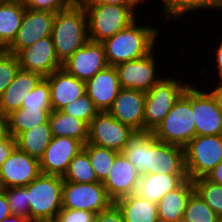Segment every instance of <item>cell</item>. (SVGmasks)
Segmentation results:
<instances>
[{
	"label": "cell",
	"instance_id": "cell-26",
	"mask_svg": "<svg viewBox=\"0 0 222 222\" xmlns=\"http://www.w3.org/2000/svg\"><path fill=\"white\" fill-rule=\"evenodd\" d=\"M48 122L52 137H70L79 140L83 145L88 141V125L71 115L52 110Z\"/></svg>",
	"mask_w": 222,
	"mask_h": 222
},
{
	"label": "cell",
	"instance_id": "cell-3",
	"mask_svg": "<svg viewBox=\"0 0 222 222\" xmlns=\"http://www.w3.org/2000/svg\"><path fill=\"white\" fill-rule=\"evenodd\" d=\"M152 134L161 142L183 148L196 136L190 84Z\"/></svg>",
	"mask_w": 222,
	"mask_h": 222
},
{
	"label": "cell",
	"instance_id": "cell-23",
	"mask_svg": "<svg viewBox=\"0 0 222 222\" xmlns=\"http://www.w3.org/2000/svg\"><path fill=\"white\" fill-rule=\"evenodd\" d=\"M193 192V182L188 178L166 193L157 203L160 222H182L188 199Z\"/></svg>",
	"mask_w": 222,
	"mask_h": 222
},
{
	"label": "cell",
	"instance_id": "cell-27",
	"mask_svg": "<svg viewBox=\"0 0 222 222\" xmlns=\"http://www.w3.org/2000/svg\"><path fill=\"white\" fill-rule=\"evenodd\" d=\"M25 9L17 1L0 2V50H5L16 38Z\"/></svg>",
	"mask_w": 222,
	"mask_h": 222
},
{
	"label": "cell",
	"instance_id": "cell-9",
	"mask_svg": "<svg viewBox=\"0 0 222 222\" xmlns=\"http://www.w3.org/2000/svg\"><path fill=\"white\" fill-rule=\"evenodd\" d=\"M133 131L115 119L108 111H100L89 124L86 144L122 152Z\"/></svg>",
	"mask_w": 222,
	"mask_h": 222
},
{
	"label": "cell",
	"instance_id": "cell-35",
	"mask_svg": "<svg viewBox=\"0 0 222 222\" xmlns=\"http://www.w3.org/2000/svg\"><path fill=\"white\" fill-rule=\"evenodd\" d=\"M220 220L194 191L188 199L182 222H220Z\"/></svg>",
	"mask_w": 222,
	"mask_h": 222
},
{
	"label": "cell",
	"instance_id": "cell-38",
	"mask_svg": "<svg viewBox=\"0 0 222 222\" xmlns=\"http://www.w3.org/2000/svg\"><path fill=\"white\" fill-rule=\"evenodd\" d=\"M21 108L52 109L50 87L45 78L33 89V91L27 94V97L22 102Z\"/></svg>",
	"mask_w": 222,
	"mask_h": 222
},
{
	"label": "cell",
	"instance_id": "cell-24",
	"mask_svg": "<svg viewBox=\"0 0 222 222\" xmlns=\"http://www.w3.org/2000/svg\"><path fill=\"white\" fill-rule=\"evenodd\" d=\"M186 179L187 174L141 175L136 194L157 204L166 193L177 188Z\"/></svg>",
	"mask_w": 222,
	"mask_h": 222
},
{
	"label": "cell",
	"instance_id": "cell-13",
	"mask_svg": "<svg viewBox=\"0 0 222 222\" xmlns=\"http://www.w3.org/2000/svg\"><path fill=\"white\" fill-rule=\"evenodd\" d=\"M40 174L39 159L15 147L0 167V189L27 186Z\"/></svg>",
	"mask_w": 222,
	"mask_h": 222
},
{
	"label": "cell",
	"instance_id": "cell-21",
	"mask_svg": "<svg viewBox=\"0 0 222 222\" xmlns=\"http://www.w3.org/2000/svg\"><path fill=\"white\" fill-rule=\"evenodd\" d=\"M50 87L52 110L60 111L64 106L85 94V82L60 68L45 77Z\"/></svg>",
	"mask_w": 222,
	"mask_h": 222
},
{
	"label": "cell",
	"instance_id": "cell-17",
	"mask_svg": "<svg viewBox=\"0 0 222 222\" xmlns=\"http://www.w3.org/2000/svg\"><path fill=\"white\" fill-rule=\"evenodd\" d=\"M21 70L37 72L44 77L62 68L52 37H44L31 47L21 50L17 55Z\"/></svg>",
	"mask_w": 222,
	"mask_h": 222
},
{
	"label": "cell",
	"instance_id": "cell-16",
	"mask_svg": "<svg viewBox=\"0 0 222 222\" xmlns=\"http://www.w3.org/2000/svg\"><path fill=\"white\" fill-rule=\"evenodd\" d=\"M83 149V144L70 137H52L39 159L43 174L64 176L71 160Z\"/></svg>",
	"mask_w": 222,
	"mask_h": 222
},
{
	"label": "cell",
	"instance_id": "cell-43",
	"mask_svg": "<svg viewBox=\"0 0 222 222\" xmlns=\"http://www.w3.org/2000/svg\"><path fill=\"white\" fill-rule=\"evenodd\" d=\"M94 222H125L118 207L112 203L107 209L95 215Z\"/></svg>",
	"mask_w": 222,
	"mask_h": 222
},
{
	"label": "cell",
	"instance_id": "cell-10",
	"mask_svg": "<svg viewBox=\"0 0 222 222\" xmlns=\"http://www.w3.org/2000/svg\"><path fill=\"white\" fill-rule=\"evenodd\" d=\"M154 49L146 56L121 63L115 66L120 87L135 89L143 92L149 91L163 77L157 74V62Z\"/></svg>",
	"mask_w": 222,
	"mask_h": 222
},
{
	"label": "cell",
	"instance_id": "cell-47",
	"mask_svg": "<svg viewBox=\"0 0 222 222\" xmlns=\"http://www.w3.org/2000/svg\"><path fill=\"white\" fill-rule=\"evenodd\" d=\"M222 38V36H221ZM217 50H214L215 54L217 56L216 57V66L218 67L217 71V76H219L218 80L222 81V40L219 42L218 46H217ZM219 74V75H218Z\"/></svg>",
	"mask_w": 222,
	"mask_h": 222
},
{
	"label": "cell",
	"instance_id": "cell-49",
	"mask_svg": "<svg viewBox=\"0 0 222 222\" xmlns=\"http://www.w3.org/2000/svg\"><path fill=\"white\" fill-rule=\"evenodd\" d=\"M24 8L39 11V0H16Z\"/></svg>",
	"mask_w": 222,
	"mask_h": 222
},
{
	"label": "cell",
	"instance_id": "cell-25",
	"mask_svg": "<svg viewBox=\"0 0 222 222\" xmlns=\"http://www.w3.org/2000/svg\"><path fill=\"white\" fill-rule=\"evenodd\" d=\"M120 210L125 222H160L157 204L136 193L113 202Z\"/></svg>",
	"mask_w": 222,
	"mask_h": 222
},
{
	"label": "cell",
	"instance_id": "cell-20",
	"mask_svg": "<svg viewBox=\"0 0 222 222\" xmlns=\"http://www.w3.org/2000/svg\"><path fill=\"white\" fill-rule=\"evenodd\" d=\"M85 89L99 111H108L121 89L115 67L108 66L97 72L85 82Z\"/></svg>",
	"mask_w": 222,
	"mask_h": 222
},
{
	"label": "cell",
	"instance_id": "cell-46",
	"mask_svg": "<svg viewBox=\"0 0 222 222\" xmlns=\"http://www.w3.org/2000/svg\"><path fill=\"white\" fill-rule=\"evenodd\" d=\"M206 178L222 186V161L206 176Z\"/></svg>",
	"mask_w": 222,
	"mask_h": 222
},
{
	"label": "cell",
	"instance_id": "cell-19",
	"mask_svg": "<svg viewBox=\"0 0 222 222\" xmlns=\"http://www.w3.org/2000/svg\"><path fill=\"white\" fill-rule=\"evenodd\" d=\"M187 174L184 148L156 140L148 149L146 174Z\"/></svg>",
	"mask_w": 222,
	"mask_h": 222
},
{
	"label": "cell",
	"instance_id": "cell-15",
	"mask_svg": "<svg viewBox=\"0 0 222 222\" xmlns=\"http://www.w3.org/2000/svg\"><path fill=\"white\" fill-rule=\"evenodd\" d=\"M141 174L129 159L119 152L108 176L102 182L108 197L114 202L119 198L136 193Z\"/></svg>",
	"mask_w": 222,
	"mask_h": 222
},
{
	"label": "cell",
	"instance_id": "cell-37",
	"mask_svg": "<svg viewBox=\"0 0 222 222\" xmlns=\"http://www.w3.org/2000/svg\"><path fill=\"white\" fill-rule=\"evenodd\" d=\"M6 194V199L12 214L29 219L28 189L26 186L1 189Z\"/></svg>",
	"mask_w": 222,
	"mask_h": 222
},
{
	"label": "cell",
	"instance_id": "cell-45",
	"mask_svg": "<svg viewBox=\"0 0 222 222\" xmlns=\"http://www.w3.org/2000/svg\"><path fill=\"white\" fill-rule=\"evenodd\" d=\"M11 214L6 194L0 189V222Z\"/></svg>",
	"mask_w": 222,
	"mask_h": 222
},
{
	"label": "cell",
	"instance_id": "cell-11",
	"mask_svg": "<svg viewBox=\"0 0 222 222\" xmlns=\"http://www.w3.org/2000/svg\"><path fill=\"white\" fill-rule=\"evenodd\" d=\"M191 85V109L196 136L222 135V110L214 95Z\"/></svg>",
	"mask_w": 222,
	"mask_h": 222
},
{
	"label": "cell",
	"instance_id": "cell-53",
	"mask_svg": "<svg viewBox=\"0 0 222 222\" xmlns=\"http://www.w3.org/2000/svg\"><path fill=\"white\" fill-rule=\"evenodd\" d=\"M16 1V0H0V2Z\"/></svg>",
	"mask_w": 222,
	"mask_h": 222
},
{
	"label": "cell",
	"instance_id": "cell-33",
	"mask_svg": "<svg viewBox=\"0 0 222 222\" xmlns=\"http://www.w3.org/2000/svg\"><path fill=\"white\" fill-rule=\"evenodd\" d=\"M194 191L222 220V186L206 177L192 180Z\"/></svg>",
	"mask_w": 222,
	"mask_h": 222
},
{
	"label": "cell",
	"instance_id": "cell-7",
	"mask_svg": "<svg viewBox=\"0 0 222 222\" xmlns=\"http://www.w3.org/2000/svg\"><path fill=\"white\" fill-rule=\"evenodd\" d=\"M184 153L188 178L206 177L222 161V135L195 136Z\"/></svg>",
	"mask_w": 222,
	"mask_h": 222
},
{
	"label": "cell",
	"instance_id": "cell-5",
	"mask_svg": "<svg viewBox=\"0 0 222 222\" xmlns=\"http://www.w3.org/2000/svg\"><path fill=\"white\" fill-rule=\"evenodd\" d=\"M87 14L89 40L103 42L137 19L128 7L118 5H83Z\"/></svg>",
	"mask_w": 222,
	"mask_h": 222
},
{
	"label": "cell",
	"instance_id": "cell-12",
	"mask_svg": "<svg viewBox=\"0 0 222 222\" xmlns=\"http://www.w3.org/2000/svg\"><path fill=\"white\" fill-rule=\"evenodd\" d=\"M54 18L55 13L53 12L26 8L17 36L5 50L17 55L21 50L31 47L40 39L50 37Z\"/></svg>",
	"mask_w": 222,
	"mask_h": 222
},
{
	"label": "cell",
	"instance_id": "cell-18",
	"mask_svg": "<svg viewBox=\"0 0 222 222\" xmlns=\"http://www.w3.org/2000/svg\"><path fill=\"white\" fill-rule=\"evenodd\" d=\"M146 92L121 88L108 112L134 131L144 130Z\"/></svg>",
	"mask_w": 222,
	"mask_h": 222
},
{
	"label": "cell",
	"instance_id": "cell-51",
	"mask_svg": "<svg viewBox=\"0 0 222 222\" xmlns=\"http://www.w3.org/2000/svg\"><path fill=\"white\" fill-rule=\"evenodd\" d=\"M222 10V0H209V10Z\"/></svg>",
	"mask_w": 222,
	"mask_h": 222
},
{
	"label": "cell",
	"instance_id": "cell-44",
	"mask_svg": "<svg viewBox=\"0 0 222 222\" xmlns=\"http://www.w3.org/2000/svg\"><path fill=\"white\" fill-rule=\"evenodd\" d=\"M72 3V0H39V11L57 13L67 9Z\"/></svg>",
	"mask_w": 222,
	"mask_h": 222
},
{
	"label": "cell",
	"instance_id": "cell-8",
	"mask_svg": "<svg viewBox=\"0 0 222 222\" xmlns=\"http://www.w3.org/2000/svg\"><path fill=\"white\" fill-rule=\"evenodd\" d=\"M112 203L100 181L94 183L64 181L63 183L62 208L80 209L98 214Z\"/></svg>",
	"mask_w": 222,
	"mask_h": 222
},
{
	"label": "cell",
	"instance_id": "cell-4",
	"mask_svg": "<svg viewBox=\"0 0 222 222\" xmlns=\"http://www.w3.org/2000/svg\"><path fill=\"white\" fill-rule=\"evenodd\" d=\"M63 177L41 173L28 189L29 219H55L62 209Z\"/></svg>",
	"mask_w": 222,
	"mask_h": 222
},
{
	"label": "cell",
	"instance_id": "cell-54",
	"mask_svg": "<svg viewBox=\"0 0 222 222\" xmlns=\"http://www.w3.org/2000/svg\"><path fill=\"white\" fill-rule=\"evenodd\" d=\"M73 2H80L81 0H72Z\"/></svg>",
	"mask_w": 222,
	"mask_h": 222
},
{
	"label": "cell",
	"instance_id": "cell-36",
	"mask_svg": "<svg viewBox=\"0 0 222 222\" xmlns=\"http://www.w3.org/2000/svg\"><path fill=\"white\" fill-rule=\"evenodd\" d=\"M61 111L84 121L88 126L92 119L100 112L86 93L64 106Z\"/></svg>",
	"mask_w": 222,
	"mask_h": 222
},
{
	"label": "cell",
	"instance_id": "cell-40",
	"mask_svg": "<svg viewBox=\"0 0 222 222\" xmlns=\"http://www.w3.org/2000/svg\"><path fill=\"white\" fill-rule=\"evenodd\" d=\"M16 147L15 138L9 134L5 117H0V167Z\"/></svg>",
	"mask_w": 222,
	"mask_h": 222
},
{
	"label": "cell",
	"instance_id": "cell-48",
	"mask_svg": "<svg viewBox=\"0 0 222 222\" xmlns=\"http://www.w3.org/2000/svg\"><path fill=\"white\" fill-rule=\"evenodd\" d=\"M210 92L214 95L217 100L218 106L222 110V81L216 84V87L210 89Z\"/></svg>",
	"mask_w": 222,
	"mask_h": 222
},
{
	"label": "cell",
	"instance_id": "cell-41",
	"mask_svg": "<svg viewBox=\"0 0 222 222\" xmlns=\"http://www.w3.org/2000/svg\"><path fill=\"white\" fill-rule=\"evenodd\" d=\"M95 215L91 211L62 208L55 220L56 222H94Z\"/></svg>",
	"mask_w": 222,
	"mask_h": 222
},
{
	"label": "cell",
	"instance_id": "cell-29",
	"mask_svg": "<svg viewBox=\"0 0 222 222\" xmlns=\"http://www.w3.org/2000/svg\"><path fill=\"white\" fill-rule=\"evenodd\" d=\"M49 122L39 124L15 137L16 147L29 156L40 159L51 142Z\"/></svg>",
	"mask_w": 222,
	"mask_h": 222
},
{
	"label": "cell",
	"instance_id": "cell-22",
	"mask_svg": "<svg viewBox=\"0 0 222 222\" xmlns=\"http://www.w3.org/2000/svg\"><path fill=\"white\" fill-rule=\"evenodd\" d=\"M44 78L40 73L19 69L0 98V117H6L12 111L20 109L27 94Z\"/></svg>",
	"mask_w": 222,
	"mask_h": 222
},
{
	"label": "cell",
	"instance_id": "cell-32",
	"mask_svg": "<svg viewBox=\"0 0 222 222\" xmlns=\"http://www.w3.org/2000/svg\"><path fill=\"white\" fill-rule=\"evenodd\" d=\"M63 180L75 183L99 182L90 164L89 156L83 149L69 163Z\"/></svg>",
	"mask_w": 222,
	"mask_h": 222
},
{
	"label": "cell",
	"instance_id": "cell-14",
	"mask_svg": "<svg viewBox=\"0 0 222 222\" xmlns=\"http://www.w3.org/2000/svg\"><path fill=\"white\" fill-rule=\"evenodd\" d=\"M108 66L103 43L89 40L63 63L62 68L86 82Z\"/></svg>",
	"mask_w": 222,
	"mask_h": 222
},
{
	"label": "cell",
	"instance_id": "cell-28",
	"mask_svg": "<svg viewBox=\"0 0 222 222\" xmlns=\"http://www.w3.org/2000/svg\"><path fill=\"white\" fill-rule=\"evenodd\" d=\"M157 138L148 130L133 131L122 151L141 175L146 174L148 149Z\"/></svg>",
	"mask_w": 222,
	"mask_h": 222
},
{
	"label": "cell",
	"instance_id": "cell-50",
	"mask_svg": "<svg viewBox=\"0 0 222 222\" xmlns=\"http://www.w3.org/2000/svg\"><path fill=\"white\" fill-rule=\"evenodd\" d=\"M29 220L30 219L26 217L11 214L4 218L1 222H29Z\"/></svg>",
	"mask_w": 222,
	"mask_h": 222
},
{
	"label": "cell",
	"instance_id": "cell-31",
	"mask_svg": "<svg viewBox=\"0 0 222 222\" xmlns=\"http://www.w3.org/2000/svg\"><path fill=\"white\" fill-rule=\"evenodd\" d=\"M83 150L89 156L90 164L92 165L97 180L103 182L108 176L115 157L119 152L94 144H84Z\"/></svg>",
	"mask_w": 222,
	"mask_h": 222
},
{
	"label": "cell",
	"instance_id": "cell-39",
	"mask_svg": "<svg viewBox=\"0 0 222 222\" xmlns=\"http://www.w3.org/2000/svg\"><path fill=\"white\" fill-rule=\"evenodd\" d=\"M19 69L17 56L6 50H0V98Z\"/></svg>",
	"mask_w": 222,
	"mask_h": 222
},
{
	"label": "cell",
	"instance_id": "cell-34",
	"mask_svg": "<svg viewBox=\"0 0 222 222\" xmlns=\"http://www.w3.org/2000/svg\"><path fill=\"white\" fill-rule=\"evenodd\" d=\"M163 6V17L176 21L182 19V16L194 13V10H209V0H160Z\"/></svg>",
	"mask_w": 222,
	"mask_h": 222
},
{
	"label": "cell",
	"instance_id": "cell-1",
	"mask_svg": "<svg viewBox=\"0 0 222 222\" xmlns=\"http://www.w3.org/2000/svg\"><path fill=\"white\" fill-rule=\"evenodd\" d=\"M137 23L136 19L102 42L109 66L115 67L121 63L142 58L154 49L160 34L158 28L146 25V22L145 25Z\"/></svg>",
	"mask_w": 222,
	"mask_h": 222
},
{
	"label": "cell",
	"instance_id": "cell-52",
	"mask_svg": "<svg viewBox=\"0 0 222 222\" xmlns=\"http://www.w3.org/2000/svg\"><path fill=\"white\" fill-rule=\"evenodd\" d=\"M29 222H56L55 219H30Z\"/></svg>",
	"mask_w": 222,
	"mask_h": 222
},
{
	"label": "cell",
	"instance_id": "cell-30",
	"mask_svg": "<svg viewBox=\"0 0 222 222\" xmlns=\"http://www.w3.org/2000/svg\"><path fill=\"white\" fill-rule=\"evenodd\" d=\"M52 109L20 108L12 111L5 118L8 123L9 134L16 137L39 124L46 123Z\"/></svg>",
	"mask_w": 222,
	"mask_h": 222
},
{
	"label": "cell",
	"instance_id": "cell-2",
	"mask_svg": "<svg viewBox=\"0 0 222 222\" xmlns=\"http://www.w3.org/2000/svg\"><path fill=\"white\" fill-rule=\"evenodd\" d=\"M51 37L62 64L89 41L87 14L80 2L55 13Z\"/></svg>",
	"mask_w": 222,
	"mask_h": 222
},
{
	"label": "cell",
	"instance_id": "cell-42",
	"mask_svg": "<svg viewBox=\"0 0 222 222\" xmlns=\"http://www.w3.org/2000/svg\"><path fill=\"white\" fill-rule=\"evenodd\" d=\"M144 1L143 0H81L80 3L82 5H118L123 7L131 8L135 13L136 10L139 9L137 7L140 3L142 5Z\"/></svg>",
	"mask_w": 222,
	"mask_h": 222
},
{
	"label": "cell",
	"instance_id": "cell-6",
	"mask_svg": "<svg viewBox=\"0 0 222 222\" xmlns=\"http://www.w3.org/2000/svg\"><path fill=\"white\" fill-rule=\"evenodd\" d=\"M163 77L146 92L144 106V130H153L164 120L178 98L185 92L189 82Z\"/></svg>",
	"mask_w": 222,
	"mask_h": 222
}]
</instances>
